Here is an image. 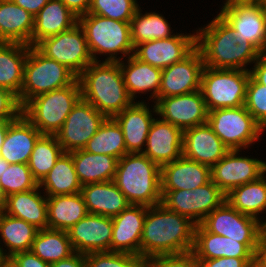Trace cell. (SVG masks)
Here are the masks:
<instances>
[{
  "mask_svg": "<svg viewBox=\"0 0 266 267\" xmlns=\"http://www.w3.org/2000/svg\"><path fill=\"white\" fill-rule=\"evenodd\" d=\"M18 6L27 10L30 14L35 16L49 0H11Z\"/></svg>",
  "mask_w": 266,
  "mask_h": 267,
  "instance_id": "54",
  "label": "cell"
},
{
  "mask_svg": "<svg viewBox=\"0 0 266 267\" xmlns=\"http://www.w3.org/2000/svg\"><path fill=\"white\" fill-rule=\"evenodd\" d=\"M254 67V68H253ZM252 70L250 68L251 77L259 84L266 86V53H262L255 61Z\"/></svg>",
  "mask_w": 266,
  "mask_h": 267,
  "instance_id": "50",
  "label": "cell"
},
{
  "mask_svg": "<svg viewBox=\"0 0 266 267\" xmlns=\"http://www.w3.org/2000/svg\"><path fill=\"white\" fill-rule=\"evenodd\" d=\"M147 206L130 204L112 217L113 231L110 252L128 253L140 257V242Z\"/></svg>",
  "mask_w": 266,
  "mask_h": 267,
  "instance_id": "21",
  "label": "cell"
},
{
  "mask_svg": "<svg viewBox=\"0 0 266 267\" xmlns=\"http://www.w3.org/2000/svg\"><path fill=\"white\" fill-rule=\"evenodd\" d=\"M34 16L11 0H0V42L32 46Z\"/></svg>",
  "mask_w": 266,
  "mask_h": 267,
  "instance_id": "29",
  "label": "cell"
},
{
  "mask_svg": "<svg viewBox=\"0 0 266 267\" xmlns=\"http://www.w3.org/2000/svg\"><path fill=\"white\" fill-rule=\"evenodd\" d=\"M138 257L121 252H92L85 254L86 267H129Z\"/></svg>",
  "mask_w": 266,
  "mask_h": 267,
  "instance_id": "45",
  "label": "cell"
},
{
  "mask_svg": "<svg viewBox=\"0 0 266 267\" xmlns=\"http://www.w3.org/2000/svg\"><path fill=\"white\" fill-rule=\"evenodd\" d=\"M46 196L77 194L81 191L72 154L64 152L48 174L39 183Z\"/></svg>",
  "mask_w": 266,
  "mask_h": 267,
  "instance_id": "37",
  "label": "cell"
},
{
  "mask_svg": "<svg viewBox=\"0 0 266 267\" xmlns=\"http://www.w3.org/2000/svg\"><path fill=\"white\" fill-rule=\"evenodd\" d=\"M77 78L65 65L46 57L35 46H30L18 102L22 108L34 97L67 87Z\"/></svg>",
  "mask_w": 266,
  "mask_h": 267,
  "instance_id": "7",
  "label": "cell"
},
{
  "mask_svg": "<svg viewBox=\"0 0 266 267\" xmlns=\"http://www.w3.org/2000/svg\"><path fill=\"white\" fill-rule=\"evenodd\" d=\"M39 229L28 222L0 213V236L8 249L0 245V259H8L17 252L30 251Z\"/></svg>",
  "mask_w": 266,
  "mask_h": 267,
  "instance_id": "35",
  "label": "cell"
},
{
  "mask_svg": "<svg viewBox=\"0 0 266 267\" xmlns=\"http://www.w3.org/2000/svg\"><path fill=\"white\" fill-rule=\"evenodd\" d=\"M88 214L81 193L47 196L48 228L67 231Z\"/></svg>",
  "mask_w": 266,
  "mask_h": 267,
  "instance_id": "33",
  "label": "cell"
},
{
  "mask_svg": "<svg viewBox=\"0 0 266 267\" xmlns=\"http://www.w3.org/2000/svg\"><path fill=\"white\" fill-rule=\"evenodd\" d=\"M107 117L82 97L55 134L64 152L83 149Z\"/></svg>",
  "mask_w": 266,
  "mask_h": 267,
  "instance_id": "14",
  "label": "cell"
},
{
  "mask_svg": "<svg viewBox=\"0 0 266 267\" xmlns=\"http://www.w3.org/2000/svg\"><path fill=\"white\" fill-rule=\"evenodd\" d=\"M263 231L266 232V220L265 221L263 220Z\"/></svg>",
  "mask_w": 266,
  "mask_h": 267,
  "instance_id": "60",
  "label": "cell"
},
{
  "mask_svg": "<svg viewBox=\"0 0 266 267\" xmlns=\"http://www.w3.org/2000/svg\"><path fill=\"white\" fill-rule=\"evenodd\" d=\"M80 184L108 182L114 179L118 160L110 155L92 154L84 149L70 152Z\"/></svg>",
  "mask_w": 266,
  "mask_h": 267,
  "instance_id": "32",
  "label": "cell"
},
{
  "mask_svg": "<svg viewBox=\"0 0 266 267\" xmlns=\"http://www.w3.org/2000/svg\"><path fill=\"white\" fill-rule=\"evenodd\" d=\"M77 17L88 14L91 0H61Z\"/></svg>",
  "mask_w": 266,
  "mask_h": 267,
  "instance_id": "53",
  "label": "cell"
},
{
  "mask_svg": "<svg viewBox=\"0 0 266 267\" xmlns=\"http://www.w3.org/2000/svg\"><path fill=\"white\" fill-rule=\"evenodd\" d=\"M40 189L38 185L32 190L8 195L4 213L20 218L39 230L48 228L47 196L43 194V197Z\"/></svg>",
  "mask_w": 266,
  "mask_h": 267,
  "instance_id": "31",
  "label": "cell"
},
{
  "mask_svg": "<svg viewBox=\"0 0 266 267\" xmlns=\"http://www.w3.org/2000/svg\"><path fill=\"white\" fill-rule=\"evenodd\" d=\"M249 70L218 69L204 66L201 92L208 111L245 105Z\"/></svg>",
  "mask_w": 266,
  "mask_h": 267,
  "instance_id": "8",
  "label": "cell"
},
{
  "mask_svg": "<svg viewBox=\"0 0 266 267\" xmlns=\"http://www.w3.org/2000/svg\"><path fill=\"white\" fill-rule=\"evenodd\" d=\"M0 184L7 196L32 190L39 185L33 178L28 164L21 163L9 164L0 176Z\"/></svg>",
  "mask_w": 266,
  "mask_h": 267,
  "instance_id": "42",
  "label": "cell"
},
{
  "mask_svg": "<svg viewBox=\"0 0 266 267\" xmlns=\"http://www.w3.org/2000/svg\"><path fill=\"white\" fill-rule=\"evenodd\" d=\"M64 153L55 135H42L35 143L28 163L33 178L38 184Z\"/></svg>",
  "mask_w": 266,
  "mask_h": 267,
  "instance_id": "41",
  "label": "cell"
},
{
  "mask_svg": "<svg viewBox=\"0 0 266 267\" xmlns=\"http://www.w3.org/2000/svg\"><path fill=\"white\" fill-rule=\"evenodd\" d=\"M78 23V17L61 0H49L34 16L32 46L45 38L58 35Z\"/></svg>",
  "mask_w": 266,
  "mask_h": 267,
  "instance_id": "30",
  "label": "cell"
},
{
  "mask_svg": "<svg viewBox=\"0 0 266 267\" xmlns=\"http://www.w3.org/2000/svg\"><path fill=\"white\" fill-rule=\"evenodd\" d=\"M41 136L42 134L21 113L8 127L0 157L9 164H28L35 143Z\"/></svg>",
  "mask_w": 266,
  "mask_h": 267,
  "instance_id": "24",
  "label": "cell"
},
{
  "mask_svg": "<svg viewBox=\"0 0 266 267\" xmlns=\"http://www.w3.org/2000/svg\"><path fill=\"white\" fill-rule=\"evenodd\" d=\"M253 267H266V232L263 231L259 237L254 251Z\"/></svg>",
  "mask_w": 266,
  "mask_h": 267,
  "instance_id": "51",
  "label": "cell"
},
{
  "mask_svg": "<svg viewBox=\"0 0 266 267\" xmlns=\"http://www.w3.org/2000/svg\"><path fill=\"white\" fill-rule=\"evenodd\" d=\"M149 267H199L198 259L191 252L161 255L148 259Z\"/></svg>",
  "mask_w": 266,
  "mask_h": 267,
  "instance_id": "46",
  "label": "cell"
},
{
  "mask_svg": "<svg viewBox=\"0 0 266 267\" xmlns=\"http://www.w3.org/2000/svg\"><path fill=\"white\" fill-rule=\"evenodd\" d=\"M21 114L17 96L0 87V120H15Z\"/></svg>",
  "mask_w": 266,
  "mask_h": 267,
  "instance_id": "47",
  "label": "cell"
},
{
  "mask_svg": "<svg viewBox=\"0 0 266 267\" xmlns=\"http://www.w3.org/2000/svg\"><path fill=\"white\" fill-rule=\"evenodd\" d=\"M50 267H86L85 254L74 252L68 258L52 263Z\"/></svg>",
  "mask_w": 266,
  "mask_h": 267,
  "instance_id": "52",
  "label": "cell"
},
{
  "mask_svg": "<svg viewBox=\"0 0 266 267\" xmlns=\"http://www.w3.org/2000/svg\"><path fill=\"white\" fill-rule=\"evenodd\" d=\"M196 224L189 218L157 204L147 207L141 242L140 257L152 258L191 252Z\"/></svg>",
  "mask_w": 266,
  "mask_h": 267,
  "instance_id": "1",
  "label": "cell"
},
{
  "mask_svg": "<svg viewBox=\"0 0 266 267\" xmlns=\"http://www.w3.org/2000/svg\"><path fill=\"white\" fill-rule=\"evenodd\" d=\"M6 204H7V195L5 194L0 184V213L4 212Z\"/></svg>",
  "mask_w": 266,
  "mask_h": 267,
  "instance_id": "56",
  "label": "cell"
},
{
  "mask_svg": "<svg viewBox=\"0 0 266 267\" xmlns=\"http://www.w3.org/2000/svg\"><path fill=\"white\" fill-rule=\"evenodd\" d=\"M80 193L89 214L112 218L130 205L113 180L83 185Z\"/></svg>",
  "mask_w": 266,
  "mask_h": 267,
  "instance_id": "27",
  "label": "cell"
},
{
  "mask_svg": "<svg viewBox=\"0 0 266 267\" xmlns=\"http://www.w3.org/2000/svg\"><path fill=\"white\" fill-rule=\"evenodd\" d=\"M229 151L207 123L183 131V157L189 160L212 167Z\"/></svg>",
  "mask_w": 266,
  "mask_h": 267,
  "instance_id": "22",
  "label": "cell"
},
{
  "mask_svg": "<svg viewBox=\"0 0 266 267\" xmlns=\"http://www.w3.org/2000/svg\"><path fill=\"white\" fill-rule=\"evenodd\" d=\"M245 107L254 119L266 129V86L251 76L247 84Z\"/></svg>",
  "mask_w": 266,
  "mask_h": 267,
  "instance_id": "44",
  "label": "cell"
},
{
  "mask_svg": "<svg viewBox=\"0 0 266 267\" xmlns=\"http://www.w3.org/2000/svg\"><path fill=\"white\" fill-rule=\"evenodd\" d=\"M35 47L46 57L65 65L77 77L94 61L78 23L65 32L43 39Z\"/></svg>",
  "mask_w": 266,
  "mask_h": 267,
  "instance_id": "12",
  "label": "cell"
},
{
  "mask_svg": "<svg viewBox=\"0 0 266 267\" xmlns=\"http://www.w3.org/2000/svg\"><path fill=\"white\" fill-rule=\"evenodd\" d=\"M161 194L162 205L196 225L226 201V194L212 181L193 190H161Z\"/></svg>",
  "mask_w": 266,
  "mask_h": 267,
  "instance_id": "11",
  "label": "cell"
},
{
  "mask_svg": "<svg viewBox=\"0 0 266 267\" xmlns=\"http://www.w3.org/2000/svg\"><path fill=\"white\" fill-rule=\"evenodd\" d=\"M8 166H9V163L0 157V176L2 175V173L6 170Z\"/></svg>",
  "mask_w": 266,
  "mask_h": 267,
  "instance_id": "59",
  "label": "cell"
},
{
  "mask_svg": "<svg viewBox=\"0 0 266 267\" xmlns=\"http://www.w3.org/2000/svg\"><path fill=\"white\" fill-rule=\"evenodd\" d=\"M157 114L163 121L182 129L207 123L208 113L201 90L154 101ZM162 117V118H161Z\"/></svg>",
  "mask_w": 266,
  "mask_h": 267,
  "instance_id": "15",
  "label": "cell"
},
{
  "mask_svg": "<svg viewBox=\"0 0 266 267\" xmlns=\"http://www.w3.org/2000/svg\"><path fill=\"white\" fill-rule=\"evenodd\" d=\"M139 7L136 0H91L88 14L130 22Z\"/></svg>",
  "mask_w": 266,
  "mask_h": 267,
  "instance_id": "43",
  "label": "cell"
},
{
  "mask_svg": "<svg viewBox=\"0 0 266 267\" xmlns=\"http://www.w3.org/2000/svg\"><path fill=\"white\" fill-rule=\"evenodd\" d=\"M78 24L82 27L87 40L90 54L94 61L100 55H108L104 61L119 62L134 54L131 41L130 22H122L94 14H85L78 17ZM118 53V54H117Z\"/></svg>",
  "mask_w": 266,
  "mask_h": 267,
  "instance_id": "5",
  "label": "cell"
},
{
  "mask_svg": "<svg viewBox=\"0 0 266 267\" xmlns=\"http://www.w3.org/2000/svg\"><path fill=\"white\" fill-rule=\"evenodd\" d=\"M12 121L13 120H0V150L3 144L6 132L8 130V127Z\"/></svg>",
  "mask_w": 266,
  "mask_h": 267,
  "instance_id": "55",
  "label": "cell"
},
{
  "mask_svg": "<svg viewBox=\"0 0 266 267\" xmlns=\"http://www.w3.org/2000/svg\"><path fill=\"white\" fill-rule=\"evenodd\" d=\"M240 150H230L211 167V181L226 195L234 188L257 180L266 172V162L240 156Z\"/></svg>",
  "mask_w": 266,
  "mask_h": 267,
  "instance_id": "16",
  "label": "cell"
},
{
  "mask_svg": "<svg viewBox=\"0 0 266 267\" xmlns=\"http://www.w3.org/2000/svg\"><path fill=\"white\" fill-rule=\"evenodd\" d=\"M196 48V34H174L165 39L143 42L134 48V56L153 67L164 69L182 61Z\"/></svg>",
  "mask_w": 266,
  "mask_h": 267,
  "instance_id": "18",
  "label": "cell"
},
{
  "mask_svg": "<svg viewBox=\"0 0 266 267\" xmlns=\"http://www.w3.org/2000/svg\"><path fill=\"white\" fill-rule=\"evenodd\" d=\"M233 29L237 44L251 43L266 53V8L261 0H228L218 14Z\"/></svg>",
  "mask_w": 266,
  "mask_h": 267,
  "instance_id": "9",
  "label": "cell"
},
{
  "mask_svg": "<svg viewBox=\"0 0 266 267\" xmlns=\"http://www.w3.org/2000/svg\"><path fill=\"white\" fill-rule=\"evenodd\" d=\"M266 172L257 180L245 183L232 189L226 195V201L237 211L251 216L263 223L259 218L266 212ZM260 213V214H259Z\"/></svg>",
  "mask_w": 266,
  "mask_h": 267,
  "instance_id": "36",
  "label": "cell"
},
{
  "mask_svg": "<svg viewBox=\"0 0 266 267\" xmlns=\"http://www.w3.org/2000/svg\"><path fill=\"white\" fill-rule=\"evenodd\" d=\"M203 68V56L196 47L182 61L162 69L159 92L155 100L200 90Z\"/></svg>",
  "mask_w": 266,
  "mask_h": 267,
  "instance_id": "17",
  "label": "cell"
},
{
  "mask_svg": "<svg viewBox=\"0 0 266 267\" xmlns=\"http://www.w3.org/2000/svg\"><path fill=\"white\" fill-rule=\"evenodd\" d=\"M129 267H149L148 259L138 257Z\"/></svg>",
  "mask_w": 266,
  "mask_h": 267,
  "instance_id": "57",
  "label": "cell"
},
{
  "mask_svg": "<svg viewBox=\"0 0 266 267\" xmlns=\"http://www.w3.org/2000/svg\"><path fill=\"white\" fill-rule=\"evenodd\" d=\"M151 107H154L153 110H150L147 103L142 100L136 103L134 101L113 117L122 129L128 153L144 151L143 146L145 147L150 126L155 119L152 112L157 114L155 105Z\"/></svg>",
  "mask_w": 266,
  "mask_h": 267,
  "instance_id": "23",
  "label": "cell"
},
{
  "mask_svg": "<svg viewBox=\"0 0 266 267\" xmlns=\"http://www.w3.org/2000/svg\"><path fill=\"white\" fill-rule=\"evenodd\" d=\"M126 62L121 60L119 65L129 97L134 101L138 93L151 91L149 97L155 100L159 92L162 69L142 62L132 54Z\"/></svg>",
  "mask_w": 266,
  "mask_h": 267,
  "instance_id": "28",
  "label": "cell"
},
{
  "mask_svg": "<svg viewBox=\"0 0 266 267\" xmlns=\"http://www.w3.org/2000/svg\"><path fill=\"white\" fill-rule=\"evenodd\" d=\"M264 4H265V8H266V0H261Z\"/></svg>",
  "mask_w": 266,
  "mask_h": 267,
  "instance_id": "61",
  "label": "cell"
},
{
  "mask_svg": "<svg viewBox=\"0 0 266 267\" xmlns=\"http://www.w3.org/2000/svg\"><path fill=\"white\" fill-rule=\"evenodd\" d=\"M199 30V31H198ZM196 32V47L204 66L218 69L249 70L262 54L253 44H237L234 29L219 15Z\"/></svg>",
  "mask_w": 266,
  "mask_h": 267,
  "instance_id": "2",
  "label": "cell"
},
{
  "mask_svg": "<svg viewBox=\"0 0 266 267\" xmlns=\"http://www.w3.org/2000/svg\"><path fill=\"white\" fill-rule=\"evenodd\" d=\"M16 267H50L51 264L46 263L31 251L17 252L8 258Z\"/></svg>",
  "mask_w": 266,
  "mask_h": 267,
  "instance_id": "49",
  "label": "cell"
},
{
  "mask_svg": "<svg viewBox=\"0 0 266 267\" xmlns=\"http://www.w3.org/2000/svg\"><path fill=\"white\" fill-rule=\"evenodd\" d=\"M257 244H243L229 237L208 232L201 224L195 227L192 252L198 260L221 257L254 258Z\"/></svg>",
  "mask_w": 266,
  "mask_h": 267,
  "instance_id": "25",
  "label": "cell"
},
{
  "mask_svg": "<svg viewBox=\"0 0 266 267\" xmlns=\"http://www.w3.org/2000/svg\"><path fill=\"white\" fill-rule=\"evenodd\" d=\"M30 251L49 264L74 253L67 231L50 228L38 231Z\"/></svg>",
  "mask_w": 266,
  "mask_h": 267,
  "instance_id": "38",
  "label": "cell"
},
{
  "mask_svg": "<svg viewBox=\"0 0 266 267\" xmlns=\"http://www.w3.org/2000/svg\"><path fill=\"white\" fill-rule=\"evenodd\" d=\"M142 153L159 167L179 159L183 156V130L157 117Z\"/></svg>",
  "mask_w": 266,
  "mask_h": 267,
  "instance_id": "20",
  "label": "cell"
},
{
  "mask_svg": "<svg viewBox=\"0 0 266 267\" xmlns=\"http://www.w3.org/2000/svg\"><path fill=\"white\" fill-rule=\"evenodd\" d=\"M30 46L20 43L0 42V87L20 95L24 66Z\"/></svg>",
  "mask_w": 266,
  "mask_h": 267,
  "instance_id": "34",
  "label": "cell"
},
{
  "mask_svg": "<svg viewBox=\"0 0 266 267\" xmlns=\"http://www.w3.org/2000/svg\"><path fill=\"white\" fill-rule=\"evenodd\" d=\"M81 97V86L77 78L67 87L29 100L21 108V113L42 135H55Z\"/></svg>",
  "mask_w": 266,
  "mask_h": 267,
  "instance_id": "6",
  "label": "cell"
},
{
  "mask_svg": "<svg viewBox=\"0 0 266 267\" xmlns=\"http://www.w3.org/2000/svg\"><path fill=\"white\" fill-rule=\"evenodd\" d=\"M113 220L96 214H87L67 230L74 252H110Z\"/></svg>",
  "mask_w": 266,
  "mask_h": 267,
  "instance_id": "19",
  "label": "cell"
},
{
  "mask_svg": "<svg viewBox=\"0 0 266 267\" xmlns=\"http://www.w3.org/2000/svg\"><path fill=\"white\" fill-rule=\"evenodd\" d=\"M81 96L107 118L129 107V97L119 62L93 61L78 76Z\"/></svg>",
  "mask_w": 266,
  "mask_h": 267,
  "instance_id": "3",
  "label": "cell"
},
{
  "mask_svg": "<svg viewBox=\"0 0 266 267\" xmlns=\"http://www.w3.org/2000/svg\"><path fill=\"white\" fill-rule=\"evenodd\" d=\"M171 29L161 14L156 12L142 14L139 7L130 21L132 44L135 48L143 42L172 37L174 34L172 35Z\"/></svg>",
  "mask_w": 266,
  "mask_h": 267,
  "instance_id": "40",
  "label": "cell"
},
{
  "mask_svg": "<svg viewBox=\"0 0 266 267\" xmlns=\"http://www.w3.org/2000/svg\"><path fill=\"white\" fill-rule=\"evenodd\" d=\"M207 124L229 150L246 149L264 132L245 105L209 111Z\"/></svg>",
  "mask_w": 266,
  "mask_h": 267,
  "instance_id": "10",
  "label": "cell"
},
{
  "mask_svg": "<svg viewBox=\"0 0 266 267\" xmlns=\"http://www.w3.org/2000/svg\"><path fill=\"white\" fill-rule=\"evenodd\" d=\"M83 149L92 154H106L116 159L128 153L122 129L114 118H106Z\"/></svg>",
  "mask_w": 266,
  "mask_h": 267,
  "instance_id": "39",
  "label": "cell"
},
{
  "mask_svg": "<svg viewBox=\"0 0 266 267\" xmlns=\"http://www.w3.org/2000/svg\"><path fill=\"white\" fill-rule=\"evenodd\" d=\"M201 225L208 232L229 237L243 244H257L263 232L261 221L240 213L227 201L209 213Z\"/></svg>",
  "mask_w": 266,
  "mask_h": 267,
  "instance_id": "13",
  "label": "cell"
},
{
  "mask_svg": "<svg viewBox=\"0 0 266 267\" xmlns=\"http://www.w3.org/2000/svg\"><path fill=\"white\" fill-rule=\"evenodd\" d=\"M113 181L130 204L151 207L161 203V167L143 153L120 158Z\"/></svg>",
  "mask_w": 266,
  "mask_h": 267,
  "instance_id": "4",
  "label": "cell"
},
{
  "mask_svg": "<svg viewBox=\"0 0 266 267\" xmlns=\"http://www.w3.org/2000/svg\"><path fill=\"white\" fill-rule=\"evenodd\" d=\"M0 267H16L9 259H0Z\"/></svg>",
  "mask_w": 266,
  "mask_h": 267,
  "instance_id": "58",
  "label": "cell"
},
{
  "mask_svg": "<svg viewBox=\"0 0 266 267\" xmlns=\"http://www.w3.org/2000/svg\"><path fill=\"white\" fill-rule=\"evenodd\" d=\"M254 258L221 257L198 260L199 267H253Z\"/></svg>",
  "mask_w": 266,
  "mask_h": 267,
  "instance_id": "48",
  "label": "cell"
},
{
  "mask_svg": "<svg viewBox=\"0 0 266 267\" xmlns=\"http://www.w3.org/2000/svg\"><path fill=\"white\" fill-rule=\"evenodd\" d=\"M211 181V167L180 157L161 167V190H193Z\"/></svg>",
  "mask_w": 266,
  "mask_h": 267,
  "instance_id": "26",
  "label": "cell"
}]
</instances>
